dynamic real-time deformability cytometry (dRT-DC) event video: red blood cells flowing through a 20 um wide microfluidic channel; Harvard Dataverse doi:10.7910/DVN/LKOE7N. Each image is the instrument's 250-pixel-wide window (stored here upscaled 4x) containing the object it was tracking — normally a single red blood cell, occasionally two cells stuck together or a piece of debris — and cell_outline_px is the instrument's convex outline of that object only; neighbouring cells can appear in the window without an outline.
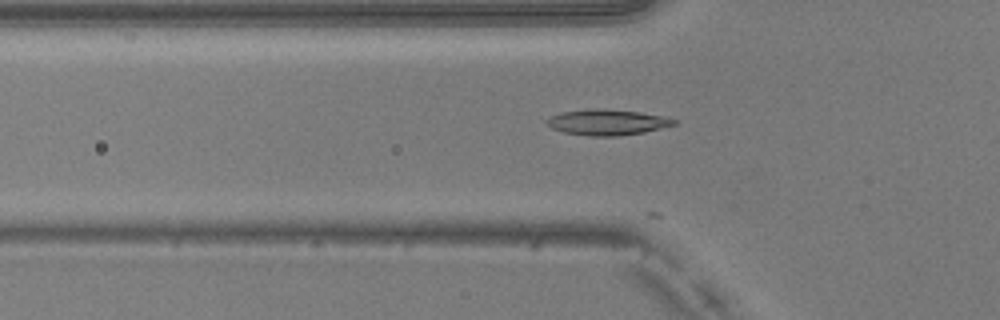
{"species": "common noctule bat (a hibernating species)", "species_latin": "Nyctalus noctula", "temperature_condition": "warm", "stored_images_in_passage": 10, "camera_frame_rate_fps": 3000, "um_per_image_px": 0.085, "animal": {"sex": "male", "body_mass_g": 20.5, "forearm_length_mm": 52.5}, "frame": {"image": 1, "passage_image": 4, "time_ms": 1.0, "image_size_px": [1000, 320], "cell_outline_px": [[676, 124], [644, 132], [620, 136], [592, 136], [564, 132], [552, 128], [544, 124], [544, 120], [560, 112], [596, 108], [604, 108], [640, 112], [668, 116], [676, 120]], "centroid_in_image_um": [51.61, 10.38], "position_along_channel_um": 74.2, "area_um2": 19.25}}